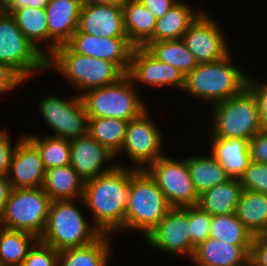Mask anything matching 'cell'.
Returning a JSON list of instances; mask_svg holds the SVG:
<instances>
[{"instance_id":"cell-34","label":"cell","mask_w":267,"mask_h":266,"mask_svg":"<svg viewBox=\"0 0 267 266\" xmlns=\"http://www.w3.org/2000/svg\"><path fill=\"white\" fill-rule=\"evenodd\" d=\"M209 237L233 245H252L253 241V234L235 213L212 216Z\"/></svg>"},{"instance_id":"cell-39","label":"cell","mask_w":267,"mask_h":266,"mask_svg":"<svg viewBox=\"0 0 267 266\" xmlns=\"http://www.w3.org/2000/svg\"><path fill=\"white\" fill-rule=\"evenodd\" d=\"M250 160L255 163H267V129H262L248 143Z\"/></svg>"},{"instance_id":"cell-14","label":"cell","mask_w":267,"mask_h":266,"mask_svg":"<svg viewBox=\"0 0 267 266\" xmlns=\"http://www.w3.org/2000/svg\"><path fill=\"white\" fill-rule=\"evenodd\" d=\"M209 18L202 12L181 38L198 64L222 60L230 53L216 21Z\"/></svg>"},{"instance_id":"cell-15","label":"cell","mask_w":267,"mask_h":266,"mask_svg":"<svg viewBox=\"0 0 267 266\" xmlns=\"http://www.w3.org/2000/svg\"><path fill=\"white\" fill-rule=\"evenodd\" d=\"M66 45L78 54L117 64L128 73L134 45L127 37H97L77 30Z\"/></svg>"},{"instance_id":"cell-40","label":"cell","mask_w":267,"mask_h":266,"mask_svg":"<svg viewBox=\"0 0 267 266\" xmlns=\"http://www.w3.org/2000/svg\"><path fill=\"white\" fill-rule=\"evenodd\" d=\"M250 266H267V233L253 236L249 256Z\"/></svg>"},{"instance_id":"cell-37","label":"cell","mask_w":267,"mask_h":266,"mask_svg":"<svg viewBox=\"0 0 267 266\" xmlns=\"http://www.w3.org/2000/svg\"><path fill=\"white\" fill-rule=\"evenodd\" d=\"M239 180L243 189L267 195V163L251 161Z\"/></svg>"},{"instance_id":"cell-16","label":"cell","mask_w":267,"mask_h":266,"mask_svg":"<svg viewBox=\"0 0 267 266\" xmlns=\"http://www.w3.org/2000/svg\"><path fill=\"white\" fill-rule=\"evenodd\" d=\"M127 75L134 82L146 83L151 87L169 86L183 91L185 74L179 69L157 60L144 47H134Z\"/></svg>"},{"instance_id":"cell-46","label":"cell","mask_w":267,"mask_h":266,"mask_svg":"<svg viewBox=\"0 0 267 266\" xmlns=\"http://www.w3.org/2000/svg\"><path fill=\"white\" fill-rule=\"evenodd\" d=\"M48 0H15L9 9H21L24 7L46 8Z\"/></svg>"},{"instance_id":"cell-21","label":"cell","mask_w":267,"mask_h":266,"mask_svg":"<svg viewBox=\"0 0 267 266\" xmlns=\"http://www.w3.org/2000/svg\"><path fill=\"white\" fill-rule=\"evenodd\" d=\"M251 245H233L207 238L196 247L192 260L196 266H249Z\"/></svg>"},{"instance_id":"cell-30","label":"cell","mask_w":267,"mask_h":266,"mask_svg":"<svg viewBox=\"0 0 267 266\" xmlns=\"http://www.w3.org/2000/svg\"><path fill=\"white\" fill-rule=\"evenodd\" d=\"M38 240L29 232L0 227V266H22Z\"/></svg>"},{"instance_id":"cell-24","label":"cell","mask_w":267,"mask_h":266,"mask_svg":"<svg viewBox=\"0 0 267 266\" xmlns=\"http://www.w3.org/2000/svg\"><path fill=\"white\" fill-rule=\"evenodd\" d=\"M122 6L127 38L142 47L153 36L157 19L140 0H124Z\"/></svg>"},{"instance_id":"cell-3","label":"cell","mask_w":267,"mask_h":266,"mask_svg":"<svg viewBox=\"0 0 267 266\" xmlns=\"http://www.w3.org/2000/svg\"><path fill=\"white\" fill-rule=\"evenodd\" d=\"M171 208L155 180L145 169H136L131 174L124 229L142 230L146 237Z\"/></svg>"},{"instance_id":"cell-45","label":"cell","mask_w":267,"mask_h":266,"mask_svg":"<svg viewBox=\"0 0 267 266\" xmlns=\"http://www.w3.org/2000/svg\"><path fill=\"white\" fill-rule=\"evenodd\" d=\"M12 186L7 176H0V214L3 212L9 199Z\"/></svg>"},{"instance_id":"cell-17","label":"cell","mask_w":267,"mask_h":266,"mask_svg":"<svg viewBox=\"0 0 267 266\" xmlns=\"http://www.w3.org/2000/svg\"><path fill=\"white\" fill-rule=\"evenodd\" d=\"M45 173L39 150L26 136H22L12 153L7 176L12 189L41 188Z\"/></svg>"},{"instance_id":"cell-27","label":"cell","mask_w":267,"mask_h":266,"mask_svg":"<svg viewBox=\"0 0 267 266\" xmlns=\"http://www.w3.org/2000/svg\"><path fill=\"white\" fill-rule=\"evenodd\" d=\"M107 235L101 234L88 245L59 251L58 266H107L111 242Z\"/></svg>"},{"instance_id":"cell-28","label":"cell","mask_w":267,"mask_h":266,"mask_svg":"<svg viewBox=\"0 0 267 266\" xmlns=\"http://www.w3.org/2000/svg\"><path fill=\"white\" fill-rule=\"evenodd\" d=\"M235 214L254 235L267 233V195L243 189Z\"/></svg>"},{"instance_id":"cell-23","label":"cell","mask_w":267,"mask_h":266,"mask_svg":"<svg viewBox=\"0 0 267 266\" xmlns=\"http://www.w3.org/2000/svg\"><path fill=\"white\" fill-rule=\"evenodd\" d=\"M85 181L69 164L46 170L43 190L49 195L51 201L73 200L84 194Z\"/></svg>"},{"instance_id":"cell-12","label":"cell","mask_w":267,"mask_h":266,"mask_svg":"<svg viewBox=\"0 0 267 266\" xmlns=\"http://www.w3.org/2000/svg\"><path fill=\"white\" fill-rule=\"evenodd\" d=\"M154 125L155 124L148 119L147 110L127 123L121 152H127V155H129L132 161L138 165V167L134 166L138 170L145 169L147 165H151L158 158L163 156V154L160 153L163 144L162 133H160L158 127ZM143 164H145V167Z\"/></svg>"},{"instance_id":"cell-19","label":"cell","mask_w":267,"mask_h":266,"mask_svg":"<svg viewBox=\"0 0 267 266\" xmlns=\"http://www.w3.org/2000/svg\"><path fill=\"white\" fill-rule=\"evenodd\" d=\"M70 165L84 180H90L101 174L113 170L117 165L102 167L107 160L112 161L115 156L107 147L101 145L89 134L70 141Z\"/></svg>"},{"instance_id":"cell-31","label":"cell","mask_w":267,"mask_h":266,"mask_svg":"<svg viewBox=\"0 0 267 266\" xmlns=\"http://www.w3.org/2000/svg\"><path fill=\"white\" fill-rule=\"evenodd\" d=\"M194 188L198 195L226 182L230 177L220 163L212 156H199L186 159Z\"/></svg>"},{"instance_id":"cell-2","label":"cell","mask_w":267,"mask_h":266,"mask_svg":"<svg viewBox=\"0 0 267 266\" xmlns=\"http://www.w3.org/2000/svg\"><path fill=\"white\" fill-rule=\"evenodd\" d=\"M231 63L230 54L212 63H200L185 76L184 92L195 98L217 104L240 94L248 76Z\"/></svg>"},{"instance_id":"cell-7","label":"cell","mask_w":267,"mask_h":266,"mask_svg":"<svg viewBox=\"0 0 267 266\" xmlns=\"http://www.w3.org/2000/svg\"><path fill=\"white\" fill-rule=\"evenodd\" d=\"M126 74L116 83L94 88L81 94L88 117L117 118L130 121L146 111L145 104L132 88Z\"/></svg>"},{"instance_id":"cell-5","label":"cell","mask_w":267,"mask_h":266,"mask_svg":"<svg viewBox=\"0 0 267 266\" xmlns=\"http://www.w3.org/2000/svg\"><path fill=\"white\" fill-rule=\"evenodd\" d=\"M100 235L96 227H90L72 200H58L51 201L46 226L39 241L62 251L88 245Z\"/></svg>"},{"instance_id":"cell-25","label":"cell","mask_w":267,"mask_h":266,"mask_svg":"<svg viewBox=\"0 0 267 266\" xmlns=\"http://www.w3.org/2000/svg\"><path fill=\"white\" fill-rule=\"evenodd\" d=\"M243 187L239 179L230 178L199 195L197 205L212 216L235 213Z\"/></svg>"},{"instance_id":"cell-1","label":"cell","mask_w":267,"mask_h":266,"mask_svg":"<svg viewBox=\"0 0 267 266\" xmlns=\"http://www.w3.org/2000/svg\"><path fill=\"white\" fill-rule=\"evenodd\" d=\"M135 167L119 164L111 171L85 181L82 202L91 210L101 234L123 230L130 190V176Z\"/></svg>"},{"instance_id":"cell-20","label":"cell","mask_w":267,"mask_h":266,"mask_svg":"<svg viewBox=\"0 0 267 266\" xmlns=\"http://www.w3.org/2000/svg\"><path fill=\"white\" fill-rule=\"evenodd\" d=\"M81 0H50L45 8L49 41V52L51 55L57 47L66 44L73 34L78 30Z\"/></svg>"},{"instance_id":"cell-8","label":"cell","mask_w":267,"mask_h":266,"mask_svg":"<svg viewBox=\"0 0 267 266\" xmlns=\"http://www.w3.org/2000/svg\"><path fill=\"white\" fill-rule=\"evenodd\" d=\"M51 199L43 188L12 189L3 212L2 228L29 232L38 239L44 232Z\"/></svg>"},{"instance_id":"cell-35","label":"cell","mask_w":267,"mask_h":266,"mask_svg":"<svg viewBox=\"0 0 267 266\" xmlns=\"http://www.w3.org/2000/svg\"><path fill=\"white\" fill-rule=\"evenodd\" d=\"M39 150L46 170L69 165L71 162V144L64 138L46 136H26Z\"/></svg>"},{"instance_id":"cell-26","label":"cell","mask_w":267,"mask_h":266,"mask_svg":"<svg viewBox=\"0 0 267 266\" xmlns=\"http://www.w3.org/2000/svg\"><path fill=\"white\" fill-rule=\"evenodd\" d=\"M201 13L202 11L196 14L189 5L178 1L161 18L156 20L153 36L148 41L181 39Z\"/></svg>"},{"instance_id":"cell-13","label":"cell","mask_w":267,"mask_h":266,"mask_svg":"<svg viewBox=\"0 0 267 266\" xmlns=\"http://www.w3.org/2000/svg\"><path fill=\"white\" fill-rule=\"evenodd\" d=\"M145 238L151 246L168 254H184L192 259L189 206L172 207Z\"/></svg>"},{"instance_id":"cell-6","label":"cell","mask_w":267,"mask_h":266,"mask_svg":"<svg viewBox=\"0 0 267 266\" xmlns=\"http://www.w3.org/2000/svg\"><path fill=\"white\" fill-rule=\"evenodd\" d=\"M212 137L250 140L263 128L255 95L246 87L240 94L213 104Z\"/></svg>"},{"instance_id":"cell-11","label":"cell","mask_w":267,"mask_h":266,"mask_svg":"<svg viewBox=\"0 0 267 266\" xmlns=\"http://www.w3.org/2000/svg\"><path fill=\"white\" fill-rule=\"evenodd\" d=\"M38 107L42 118L56 132L52 136L71 141L88 134L89 117L81 95L68 101L47 96Z\"/></svg>"},{"instance_id":"cell-22","label":"cell","mask_w":267,"mask_h":266,"mask_svg":"<svg viewBox=\"0 0 267 266\" xmlns=\"http://www.w3.org/2000/svg\"><path fill=\"white\" fill-rule=\"evenodd\" d=\"M211 141V155L220 163L230 178L239 179L251 162L249 141L223 137H212Z\"/></svg>"},{"instance_id":"cell-44","label":"cell","mask_w":267,"mask_h":266,"mask_svg":"<svg viewBox=\"0 0 267 266\" xmlns=\"http://www.w3.org/2000/svg\"><path fill=\"white\" fill-rule=\"evenodd\" d=\"M179 0H140V2L155 16L161 18Z\"/></svg>"},{"instance_id":"cell-4","label":"cell","mask_w":267,"mask_h":266,"mask_svg":"<svg viewBox=\"0 0 267 266\" xmlns=\"http://www.w3.org/2000/svg\"><path fill=\"white\" fill-rule=\"evenodd\" d=\"M53 66L84 91L116 83L126 75L117 64L78 54L66 44L47 57V70Z\"/></svg>"},{"instance_id":"cell-32","label":"cell","mask_w":267,"mask_h":266,"mask_svg":"<svg viewBox=\"0 0 267 266\" xmlns=\"http://www.w3.org/2000/svg\"><path fill=\"white\" fill-rule=\"evenodd\" d=\"M6 12L14 18L22 33L47 57V53L41 50L40 45H38L39 41H49L45 8L24 7L8 9Z\"/></svg>"},{"instance_id":"cell-18","label":"cell","mask_w":267,"mask_h":266,"mask_svg":"<svg viewBox=\"0 0 267 266\" xmlns=\"http://www.w3.org/2000/svg\"><path fill=\"white\" fill-rule=\"evenodd\" d=\"M78 30L97 37H127L122 3L82 4Z\"/></svg>"},{"instance_id":"cell-9","label":"cell","mask_w":267,"mask_h":266,"mask_svg":"<svg viewBox=\"0 0 267 266\" xmlns=\"http://www.w3.org/2000/svg\"><path fill=\"white\" fill-rule=\"evenodd\" d=\"M0 62L12 67L24 80L47 70V57L22 33L14 18L0 11Z\"/></svg>"},{"instance_id":"cell-42","label":"cell","mask_w":267,"mask_h":266,"mask_svg":"<svg viewBox=\"0 0 267 266\" xmlns=\"http://www.w3.org/2000/svg\"><path fill=\"white\" fill-rule=\"evenodd\" d=\"M25 80L8 64L0 62V93L7 92Z\"/></svg>"},{"instance_id":"cell-10","label":"cell","mask_w":267,"mask_h":266,"mask_svg":"<svg viewBox=\"0 0 267 266\" xmlns=\"http://www.w3.org/2000/svg\"><path fill=\"white\" fill-rule=\"evenodd\" d=\"M145 170L155 180L171 207H187L198 203L186 159L177 161L162 156Z\"/></svg>"},{"instance_id":"cell-29","label":"cell","mask_w":267,"mask_h":266,"mask_svg":"<svg viewBox=\"0 0 267 266\" xmlns=\"http://www.w3.org/2000/svg\"><path fill=\"white\" fill-rule=\"evenodd\" d=\"M142 47L157 60L182 71L185 76L198 65L193 53L187 49L181 39L147 41Z\"/></svg>"},{"instance_id":"cell-36","label":"cell","mask_w":267,"mask_h":266,"mask_svg":"<svg viewBox=\"0 0 267 266\" xmlns=\"http://www.w3.org/2000/svg\"><path fill=\"white\" fill-rule=\"evenodd\" d=\"M212 215L200 206H189V225L192 242V257L196 247L203 243L210 235Z\"/></svg>"},{"instance_id":"cell-43","label":"cell","mask_w":267,"mask_h":266,"mask_svg":"<svg viewBox=\"0 0 267 266\" xmlns=\"http://www.w3.org/2000/svg\"><path fill=\"white\" fill-rule=\"evenodd\" d=\"M16 147L12 145L6 132L0 131V176H8L12 153Z\"/></svg>"},{"instance_id":"cell-41","label":"cell","mask_w":267,"mask_h":266,"mask_svg":"<svg viewBox=\"0 0 267 266\" xmlns=\"http://www.w3.org/2000/svg\"><path fill=\"white\" fill-rule=\"evenodd\" d=\"M247 87L256 97L262 126L267 129V83H255L254 80L248 78Z\"/></svg>"},{"instance_id":"cell-48","label":"cell","mask_w":267,"mask_h":266,"mask_svg":"<svg viewBox=\"0 0 267 266\" xmlns=\"http://www.w3.org/2000/svg\"><path fill=\"white\" fill-rule=\"evenodd\" d=\"M15 0H0V11H7L13 4Z\"/></svg>"},{"instance_id":"cell-47","label":"cell","mask_w":267,"mask_h":266,"mask_svg":"<svg viewBox=\"0 0 267 266\" xmlns=\"http://www.w3.org/2000/svg\"><path fill=\"white\" fill-rule=\"evenodd\" d=\"M82 4H111V3H122L124 0H81Z\"/></svg>"},{"instance_id":"cell-38","label":"cell","mask_w":267,"mask_h":266,"mask_svg":"<svg viewBox=\"0 0 267 266\" xmlns=\"http://www.w3.org/2000/svg\"><path fill=\"white\" fill-rule=\"evenodd\" d=\"M59 251L37 241L29 250L22 266H58Z\"/></svg>"},{"instance_id":"cell-33","label":"cell","mask_w":267,"mask_h":266,"mask_svg":"<svg viewBox=\"0 0 267 266\" xmlns=\"http://www.w3.org/2000/svg\"><path fill=\"white\" fill-rule=\"evenodd\" d=\"M127 123L117 118L89 117L88 134L116 155L121 152Z\"/></svg>"}]
</instances>
